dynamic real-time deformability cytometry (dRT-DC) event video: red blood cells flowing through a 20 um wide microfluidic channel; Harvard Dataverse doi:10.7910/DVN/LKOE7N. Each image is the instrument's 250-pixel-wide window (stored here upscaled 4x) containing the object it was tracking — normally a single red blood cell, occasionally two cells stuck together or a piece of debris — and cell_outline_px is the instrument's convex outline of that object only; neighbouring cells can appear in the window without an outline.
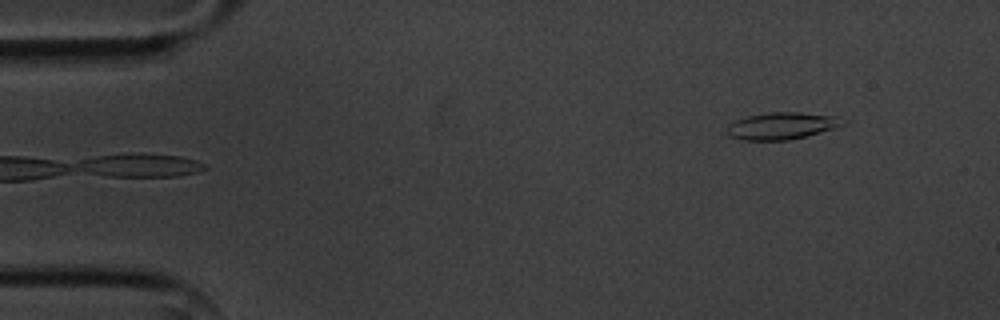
{"species": "common noctule bat (a hibernating species)", "species_latin": "Nyctalus noctula", "temperature_condition": "cold", "stored_images_in_passage": 4, "camera_frame_rate_fps": 3000, "um_per_image_px": 0.085, "animal": {"sex": "male", "body_mass_g": 20.1, "forearm_length_mm": 53.5}, "frame": {"image": 1, "passage_image": 4, "time_ms": 4.667, "image_size_px": [1000, 320], "cell_outline_px": [[848, 124], [836, 128], [788, 140], [740, 140], [728, 136], [728, 124], [736, 120], [748, 116], [772, 112], [800, 112], [836, 116], [848, 120]], "centroid_in_image_um": [66.51, 10.69], "position_along_channel_um": 18.5, "area_um2": 18.32}}